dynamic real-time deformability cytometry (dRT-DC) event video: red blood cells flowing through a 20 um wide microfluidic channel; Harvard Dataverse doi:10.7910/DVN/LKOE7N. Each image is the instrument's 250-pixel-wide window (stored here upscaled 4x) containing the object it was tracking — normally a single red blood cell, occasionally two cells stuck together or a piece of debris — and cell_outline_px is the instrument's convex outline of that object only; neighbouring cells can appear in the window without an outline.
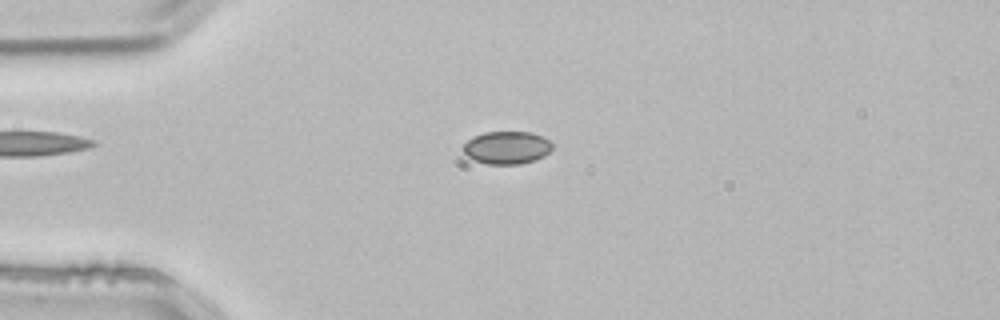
{"species": "common noctule bat (a hibernating species)", "species_latin": "Nyctalus noctula", "temperature_condition": "room temperature", "stored_images_in_passage": 52, "camera_frame_rate_fps": 3000, "um_per_image_px": 0.085, "animal": {"sex": "male", "body_mass_g": 21.5, "forearm_length_mm": 52.0}, "frame": {"image": 1, "passage_image": 12, "time_ms": 3.667, "image_size_px": [1000, 320], "cell_outline_px": [[552, 148], [544, 156], [536, 160], [520, 164], [488, 164], [472, 160], [460, 148], [472, 136], [484, 132], [532, 132], [544, 136], [552, 144]], "centroid_in_image_um": [43.06, 12.54], "position_along_channel_um": 41.9, "area_um2": 17.22}}
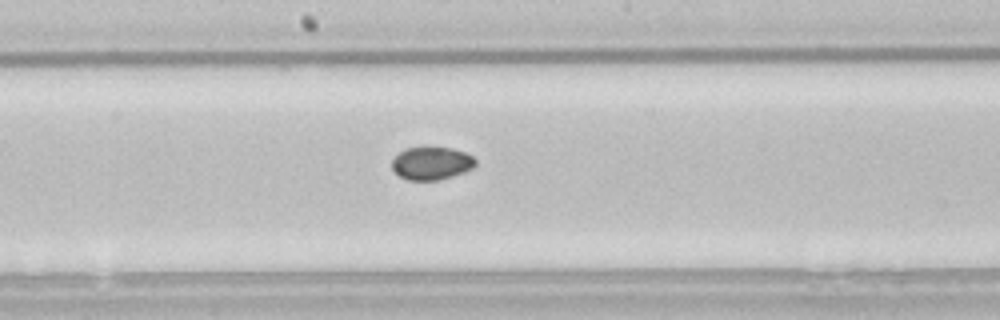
{"frame": {"image": 2, "passage_image": 27, "time_ms": 8.667, "image_size_px": [1000, 320], "cell_outline_px": [[476, 164], [472, 168], [464, 172], [452, 176], [436, 180], [408, 180], [400, 176], [392, 168], [392, 160], [404, 148], [452, 148], [464, 152], [472, 156], [476, 160]], "centroid_in_image_um": [36.68, 13.88], "position_along_channel_um": 211.5, "area_um2": 15.78}}
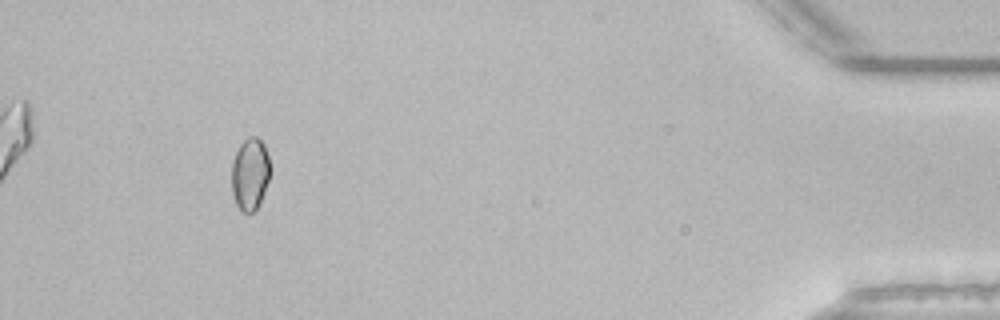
{"frame": {"image": 3, "passage_image": 48, "time_ms": 15.667, "image_size_px": [1000, 320], "cell_outline_px": [[272, 168], [260, 204], [252, 212], [240, 212], [236, 204], [232, 192], [232, 160], [240, 144], [248, 136], [256, 136], [264, 144]], "centroid_in_image_um": [21.26, 14.78], "position_along_channel_um": 413.9, "area_um2": 16.42}}